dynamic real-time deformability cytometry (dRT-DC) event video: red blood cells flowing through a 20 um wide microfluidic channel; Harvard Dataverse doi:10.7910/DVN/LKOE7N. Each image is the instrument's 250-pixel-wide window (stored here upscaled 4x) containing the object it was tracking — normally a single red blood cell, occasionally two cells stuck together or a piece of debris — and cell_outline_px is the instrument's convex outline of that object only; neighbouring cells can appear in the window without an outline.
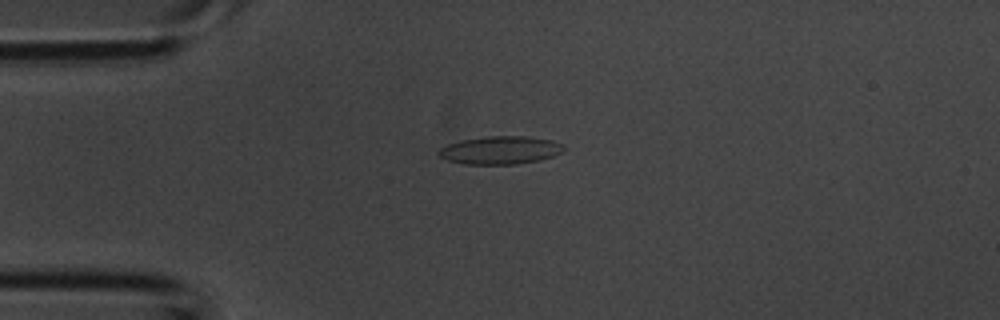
{"species": "common noctule bat (a hibernating species)", "species_latin": "Nyctalus noctula", "temperature_condition": "room temperature", "stored_images_in_passage": 2, "camera_frame_rate_fps": 3000, "um_per_image_px": 0.085, "animal": {"sex": "male", "body_mass_g": 20.1, "forearm_length_mm": 53.5}, "frame": {"image": 1, "passage_image": 1, "time_ms": 0.0, "image_size_px": [1000, 320], "cell_outline_px": [[564, 148], [560, 152], [552, 156], [540, 160], [516, 164], [464, 164], [448, 160], [440, 156], [436, 152], [440, 148], [448, 144], [460, 140], [484, 136], [524, 136], [552, 140], [564, 144]], "centroid_in_image_um": [42.5, 12.76], "position_along_channel_um": 42.5, "area_um2": 20.4}}